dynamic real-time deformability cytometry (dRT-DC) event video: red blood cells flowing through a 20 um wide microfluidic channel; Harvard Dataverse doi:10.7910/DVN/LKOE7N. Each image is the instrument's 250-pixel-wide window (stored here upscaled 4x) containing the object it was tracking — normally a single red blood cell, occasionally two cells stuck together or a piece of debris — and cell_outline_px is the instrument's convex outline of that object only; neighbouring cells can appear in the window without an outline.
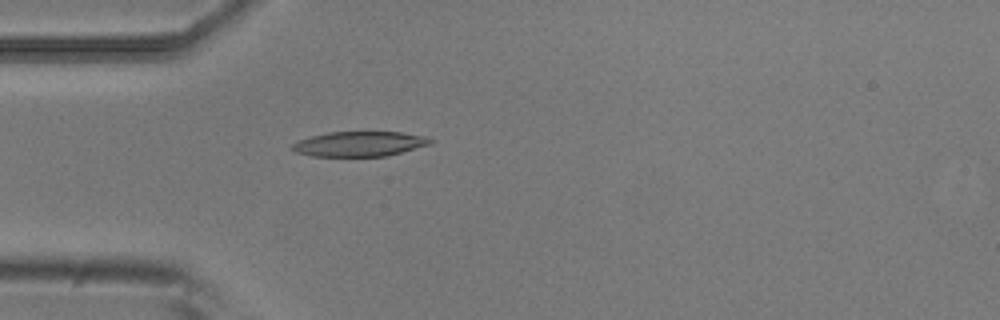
{"species": "common noctule bat (a hibernating species)", "species_latin": "Nyctalus noctula", "temperature_condition": "room temperature", "stored_images_in_passage": 5, "camera_frame_rate_fps": 3000, "um_per_image_px": 0.085, "animal": {"sex": "male", "body_mass_g": 20.5, "forearm_length_mm": 52.5}, "frame": {"image": 1, "passage_image": 5, "time_ms": 1.333, "image_size_px": [1000, 320], "cell_outline_px": [[436, 140], [432, 144], [384, 156], [312, 156], [296, 152], [288, 148], [296, 140], [328, 132], [400, 132], [428, 136]], "centroid_in_image_um": [30.56, 12.22], "position_along_channel_um": 54.4, "area_um2": 20.23}}